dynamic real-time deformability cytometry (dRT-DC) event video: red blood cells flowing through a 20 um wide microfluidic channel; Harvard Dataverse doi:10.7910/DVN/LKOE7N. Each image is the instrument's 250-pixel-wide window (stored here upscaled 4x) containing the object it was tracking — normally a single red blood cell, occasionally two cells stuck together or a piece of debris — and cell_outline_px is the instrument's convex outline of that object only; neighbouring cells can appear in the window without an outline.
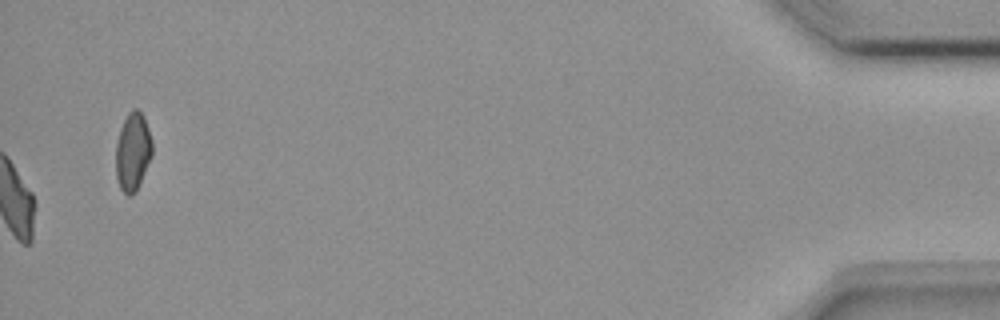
{"species": "common noctule bat (a hibernating species)", "species_latin": "Nyctalus noctula", "temperature_condition": "room temperature", "stored_images_in_passage": 54, "camera_frame_rate_fps": 3000, "um_per_image_px": 0.085, "animal": {"sex": "female", "body_mass_g": 18.4}, "frame": {"image": 1, "passage_image": 54, "time_ms": 17.667, "image_size_px": [1000, 320], "cell_outline_px": [[152, 156], [132, 196], [128, 196], [120, 188], [116, 176], [116, 144], [120, 128], [128, 112], [132, 108], [136, 108], [144, 116], [152, 140]], "centroid_in_image_um": [11.28, 12.85], "position_along_channel_um": 423.9, "area_um2": 16.42}, "authors_computed_cell_mechanics": {"area_um2": 19.5942, "velocity_mm_per_s": 3.7819, "shape_relaxation_time_tau1_ms": null, "shape_relaxation_time_tau2_ms": 5.2223, "deformation_change_tau1": null, "deformation_change_tau2": 0.1323}}